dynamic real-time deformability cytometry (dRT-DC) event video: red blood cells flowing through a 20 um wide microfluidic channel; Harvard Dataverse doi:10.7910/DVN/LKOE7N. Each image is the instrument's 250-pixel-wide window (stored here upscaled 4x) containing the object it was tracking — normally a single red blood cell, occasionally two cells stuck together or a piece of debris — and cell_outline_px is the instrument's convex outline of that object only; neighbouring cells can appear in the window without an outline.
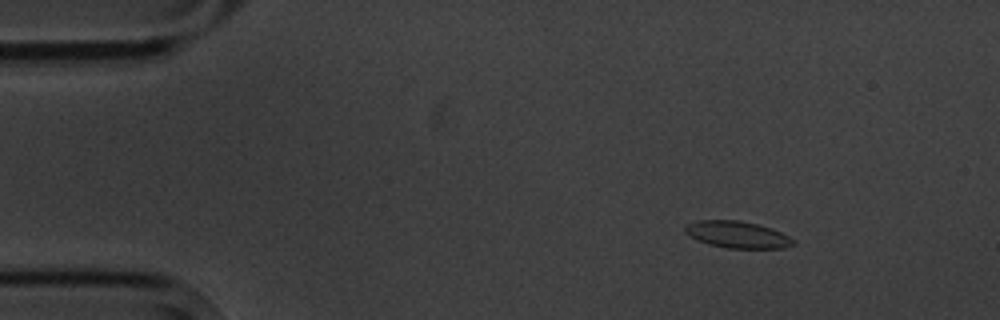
{"species": "common noctule bat (a hibernating species)", "species_latin": "Nyctalus noctula", "temperature_condition": "cold", "stored_images_in_passage": 6, "camera_frame_rate_fps": 3000, "um_per_image_px": 0.085, "animal": {"sex": "male", "body_mass_g": 20.1, "forearm_length_mm": 53.5}, "frame": {"image": 1, "passage_image": 3, "time_ms": 2.333, "image_size_px": [1000, 320], "cell_outline_px": [[796, 244], [784, 248], [728, 248], [708, 244], [684, 232], [684, 228], [688, 224], [696, 220], [736, 220], [756, 224], [772, 228], [796, 240]], "centroid_in_image_um": [62.71, 19.94], "position_along_channel_um": 22.3, "area_um2": 16.76}}